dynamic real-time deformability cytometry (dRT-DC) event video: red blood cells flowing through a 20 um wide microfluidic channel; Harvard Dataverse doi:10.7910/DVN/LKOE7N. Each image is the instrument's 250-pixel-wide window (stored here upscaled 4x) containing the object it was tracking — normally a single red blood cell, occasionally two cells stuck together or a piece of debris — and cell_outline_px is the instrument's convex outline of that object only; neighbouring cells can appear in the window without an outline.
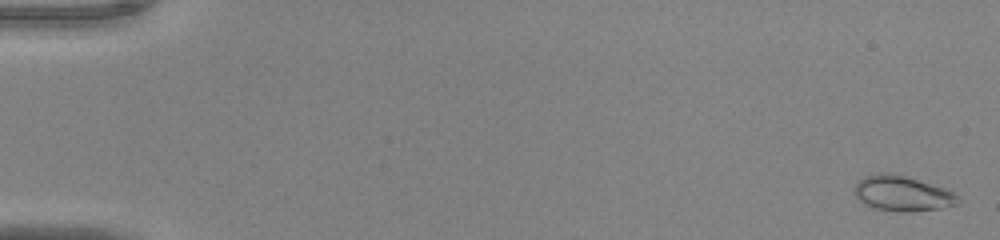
{"species": "common noctule bat (a hibernating species)", "species_latin": "Nyctalus noctula", "temperature_condition": "warm", "stored_images_in_passage": 53, "camera_frame_rate_fps": 3000, "um_per_image_px": 0.085, "animal": {"sex": "male", "body_mass_g": 20.0, "forearm_length_mm": 53.3}, "frame": {"image": 1, "passage_image": 2, "time_ms": 0.333, "image_size_px": [1000, 240], "cell_outline_px": [[960, 200], [956, 204], [940, 208], [908, 212], [896, 212], [876, 208], [860, 200], [852, 192], [852, 188], [864, 176], [880, 172], [892, 172], [944, 188], [960, 196]], "centroid_in_image_um": [76.67, 16.43], "position_along_channel_um": 8.3, "area_um2": 21.21}}
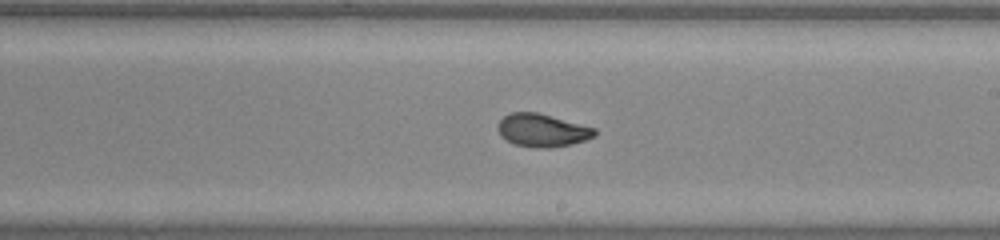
{"frame": {"image": 2, "passage_image": 32, "time_ms": 10.333, "image_size_px": [1000, 240], "cell_outline_px": [[596, 136], [572, 144], [548, 148], [540, 148], [512, 144], [500, 136], [496, 128], [496, 124], [504, 116], [512, 112], [536, 112], [596, 128]], "centroid_in_image_um": [46.05, 11.08], "position_along_channel_um": 242.9, "area_um2": 18.67}}
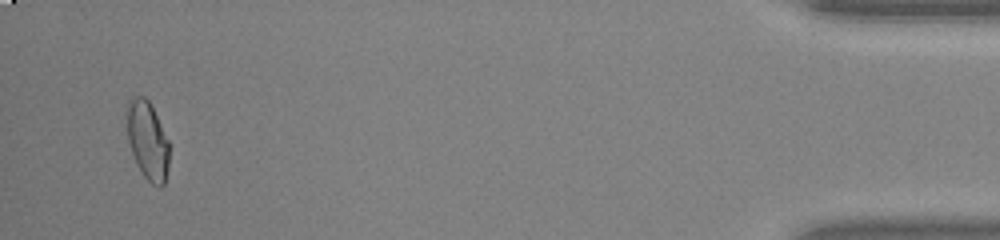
{"frame": {"image": 3, "passage_image": 51, "time_ms": 16.667, "image_size_px": [1000, 240], "cell_outline_px": [[168, 168], [164, 184], [160, 188], [152, 184], [144, 176], [136, 164], [128, 140], [128, 100], [132, 96], [144, 96], [152, 104], [168, 140]], "centroid_in_image_um": [12.56, 11.94], "position_along_channel_um": 422.6, "area_um2": 19.19}, "authors_computed_cell_mechanics": {"area_um2": 19.074, "velocity_mm_per_s": 4.0365, "shape_relaxation_time_tau1_ms": 6.9475, "shape_relaxation_time_tau2_ms": 1.1193, "deformation_change_tau1": 0.2027, "deformation_change_tau2": 0.0421}}